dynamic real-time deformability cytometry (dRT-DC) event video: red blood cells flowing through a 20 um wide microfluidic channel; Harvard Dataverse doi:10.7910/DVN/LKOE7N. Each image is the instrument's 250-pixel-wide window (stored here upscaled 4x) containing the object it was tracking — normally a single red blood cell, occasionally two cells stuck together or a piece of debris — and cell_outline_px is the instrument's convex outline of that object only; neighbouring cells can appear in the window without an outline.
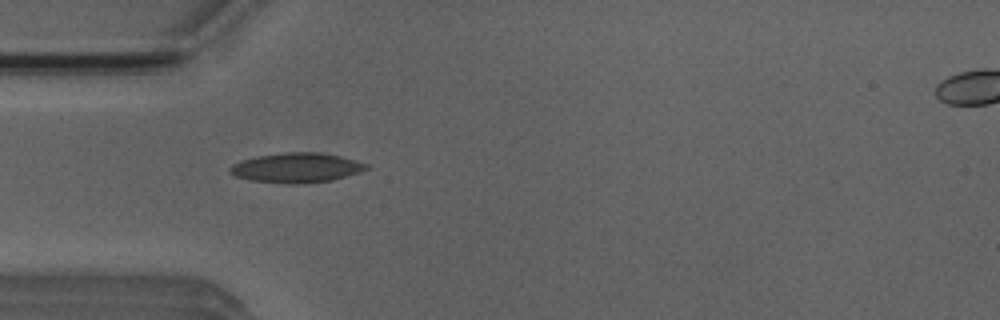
{"species": "Egyptian fruit bat (a non-hibernating species)", "species_latin": "Rousettus aegyptiacus", "temperature_condition": "room temperature", "stored_images_in_passage": 6, "camera_frame_rate_fps": 3000, "um_per_image_px": 0.085, "animal": {"sex": "male"}, "frame": {"image": 1, "passage_image": 5, "time_ms": 4.667, "image_size_px": [1000, 320], "cell_outline_px": [[372, 168], [360, 172], [332, 180], [300, 184], [288, 184], [248, 180], [236, 176], [228, 172], [228, 168], [232, 164], [240, 160], [256, 156], [284, 152], [320, 152], [340, 156], [356, 160], [368, 164]], "centroid_in_image_um": [25.2, 14.26], "position_along_channel_um": 59.8, "area_um2": 23.99}}